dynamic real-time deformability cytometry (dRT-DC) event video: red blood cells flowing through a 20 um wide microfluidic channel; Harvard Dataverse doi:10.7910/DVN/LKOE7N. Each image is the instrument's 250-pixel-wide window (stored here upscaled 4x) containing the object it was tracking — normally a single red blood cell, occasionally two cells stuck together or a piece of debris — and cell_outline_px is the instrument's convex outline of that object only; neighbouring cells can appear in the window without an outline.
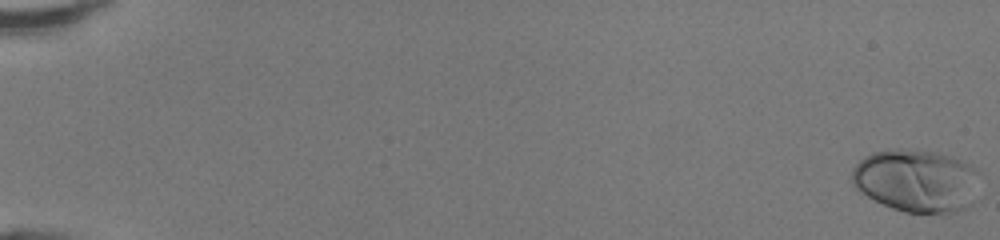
{"species": "human", "species_latin": "Homo sapiens", "temperature_condition": "room temperature", "stored_images_in_passage": 50, "camera_frame_rate_fps": 3000, "um_per_image_px": 0.085, "donor": {"sex": "female"}, "frame": {"image": 1, "passage_image": 1, "time_ms": 0.0, "image_size_px": [1000, 240], "cell_outline_px": [[980, 172], [972, 204], [964, 208], [948, 212], [904, 212], [892, 208], [860, 192], [852, 184], [852, 168], [864, 156], [872, 152], [932, 152], [948, 156], [960, 160], [976, 168]], "centroid_in_image_um": [77.9, 15.39], "position_along_channel_um": 7.1, "area_um2": 45.55}}
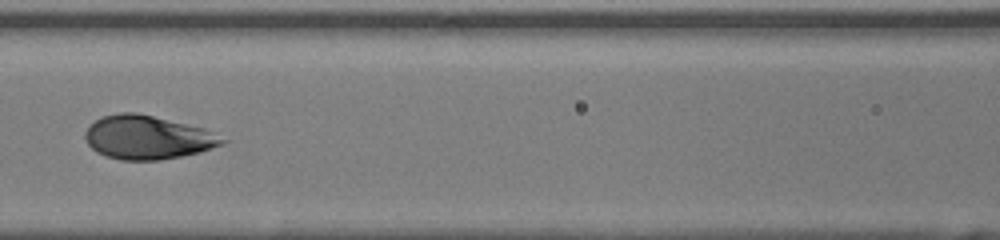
{"frame": {"image": 2, "passage_image": 25, "time_ms": 8.0, "image_size_px": [1000, 240], "cell_outline_px": [[228, 140], [224, 144], [200, 152], [160, 160], [120, 160], [96, 152], [88, 144], [84, 136], [84, 132], [96, 120], [104, 116], [120, 112], [136, 112], [200, 128]], "centroid_in_image_um": [12.5, 11.69], "position_along_channel_um": 154.1, "area_um2": 34.28}}
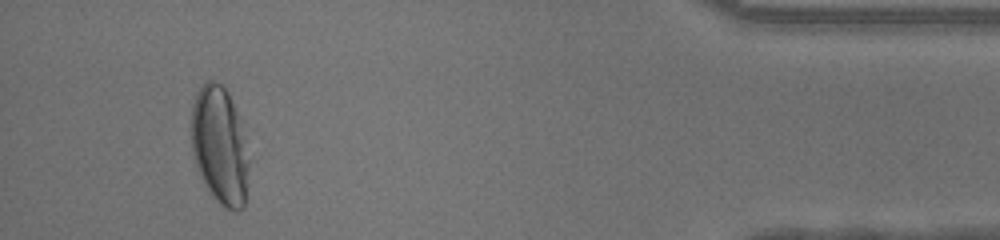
{"frame": {"image": 3, "passage_image": 47, "time_ms": 15.333, "image_size_px": [1000, 240], "cell_outline_px": [[248, 164], [244, 204], [236, 212], [220, 204], [208, 192], [196, 168], [192, 152], [192, 104], [196, 92], [208, 80], [216, 80], [228, 92], [236, 116], [248, 160]], "centroid_in_image_um": [18.61, 12.4], "position_along_channel_um": 416.6, "area_um2": 38.44}, "authors_computed_cell_mechanics": {"area_um2": 36.8475, "velocity_mm_per_s": 4.2965, "shape_relaxation_time_tau1_ms": 2.5592, "shape_relaxation_time_tau2_ms": null, "deformation_change_tau1": 0.1893, "deformation_change_tau2": null}}